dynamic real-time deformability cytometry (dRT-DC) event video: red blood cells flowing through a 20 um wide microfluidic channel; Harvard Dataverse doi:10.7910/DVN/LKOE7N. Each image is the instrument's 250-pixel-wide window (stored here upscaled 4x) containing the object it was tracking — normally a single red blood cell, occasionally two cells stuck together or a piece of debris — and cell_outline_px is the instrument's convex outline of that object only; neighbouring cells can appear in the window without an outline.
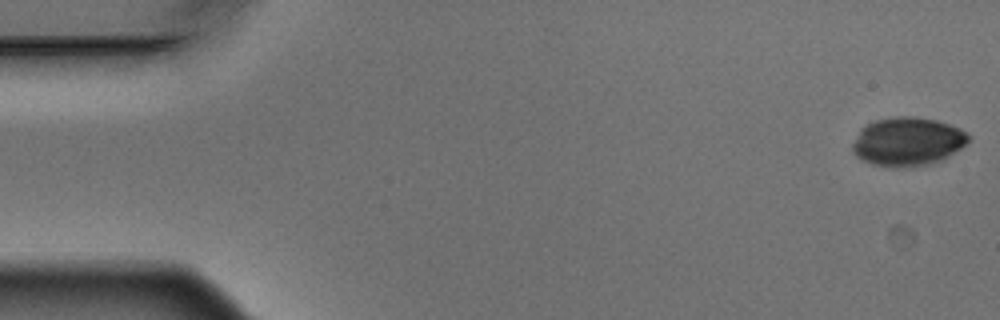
{"species": "Egyptian fruit bat (a non-hibernating species)", "species_latin": "Rousettus aegyptiacus", "temperature_condition": "warm", "stored_images_in_passage": 5, "camera_frame_rate_fps": 3000, "um_per_image_px": 0.085, "animal": {"sex": "male"}, "frame": {"image": 1, "passage_image": 1, "time_ms": 0.0, "image_size_px": [1000, 320], "cell_outline_px": [[972, 136], [960, 148], [940, 160], [928, 164], [900, 168], [892, 168], [872, 164], [856, 156], [852, 152], [852, 144], [860, 128], [876, 120], [892, 116], [912, 116], [936, 120], [960, 128], [968, 132]], "centroid_in_image_um": [77.12, 12.03], "position_along_channel_um": 7.9, "area_um2": 32.89}}
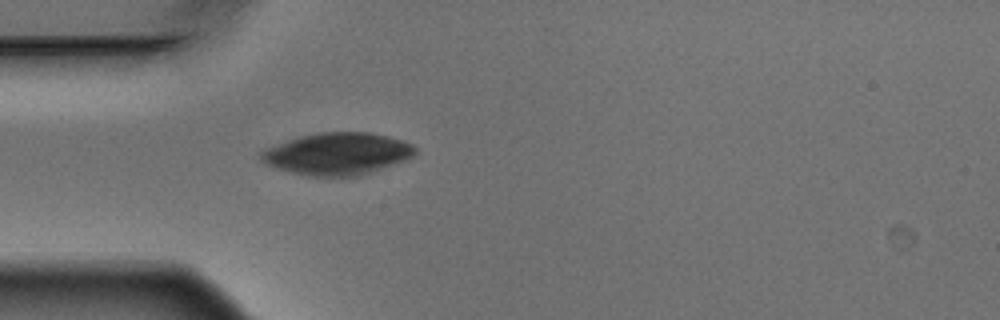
{"frame": {"image": 2, "passage_image": 5, "time_ms": 1.333, "image_size_px": [1000, 320], "cell_outline_px": [[416, 152], [412, 156], [404, 160], [356, 176], [308, 176], [292, 172], [264, 164], [260, 160], [260, 152], [264, 148], [300, 136], [320, 132], [368, 132], [388, 136], [404, 140], [412, 144], [416, 148]], "centroid_in_image_um": [28.64, 13.05], "position_along_channel_um": 56.4, "area_um2": 37.51}}